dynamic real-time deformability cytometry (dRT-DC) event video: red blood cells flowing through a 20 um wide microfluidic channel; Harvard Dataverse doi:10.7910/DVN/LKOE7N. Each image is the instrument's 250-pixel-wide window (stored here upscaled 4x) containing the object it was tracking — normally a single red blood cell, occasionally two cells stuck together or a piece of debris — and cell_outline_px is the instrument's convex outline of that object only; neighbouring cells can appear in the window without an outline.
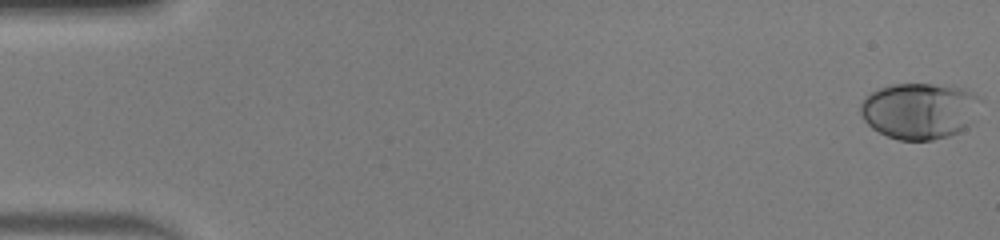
{"species": "human", "species_latin": "Homo sapiens", "temperature_condition": "warm", "stored_images_in_passage": 51, "camera_frame_rate_fps": 3000, "um_per_image_px": 0.085, "donor": {"sex": "male"}, "frame": {"image": 1, "passage_image": 1, "time_ms": 0.0, "image_size_px": [1000, 240], "cell_outline_px": [[980, 100], [972, 120], [968, 128], [960, 132], [948, 136], [932, 140], [900, 140], [888, 136], [872, 128], [864, 120], [860, 112], [860, 104], [864, 96], [876, 88], [892, 84], [952, 84], [964, 88], [972, 92]], "centroid_in_image_um": [78.14, 9.39], "position_along_channel_um": 6.9, "area_um2": 39.71}}
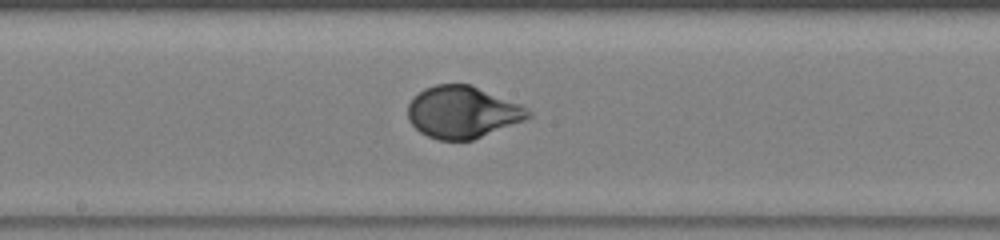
{"frame": {"image": 2, "passage_image": 28, "time_ms": 9.0, "image_size_px": [1000, 240], "cell_outline_px": [[532, 116], [524, 120], [472, 140], [440, 140], [428, 136], [420, 132], [408, 120], [408, 104], [412, 96], [424, 88], [436, 84], [472, 84], [520, 104], [532, 112]], "centroid_in_image_um": [39.29, 9.51], "position_along_channel_um": 208.9, "area_um2": 36.53}}
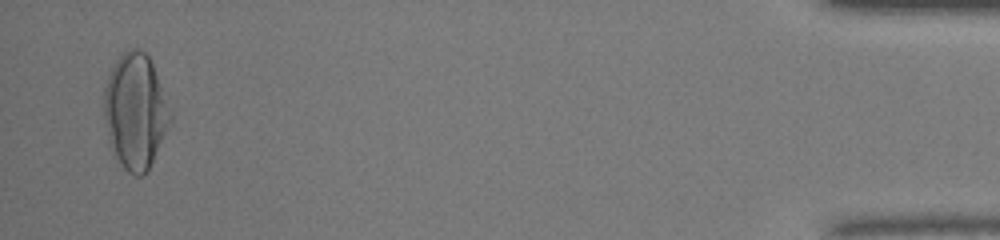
{"frame": {"image": 3, "passage_image": 50, "time_ms": 16.333, "image_size_px": [1000, 240], "cell_outline_px": [[172, 120], [144, 176], [136, 176], [128, 172], [112, 156], [108, 140], [104, 120], [104, 88], [108, 76], [116, 60], [128, 48], [136, 48], [144, 52], [148, 56], [152, 64], [172, 116]], "centroid_in_image_um": [11.46, 9.49], "position_along_channel_um": 423.7, "area_um2": 44.22}, "authors_computed_cell_mechanics": {"area_um2": 36.5296, "velocity_mm_per_s": 4.0723, "shape_relaxation_time_tau1_ms": 3.2152, "shape_relaxation_time_tau2_ms": null, "deformation_change_tau1": 0.2019, "deformation_change_tau2": null}}